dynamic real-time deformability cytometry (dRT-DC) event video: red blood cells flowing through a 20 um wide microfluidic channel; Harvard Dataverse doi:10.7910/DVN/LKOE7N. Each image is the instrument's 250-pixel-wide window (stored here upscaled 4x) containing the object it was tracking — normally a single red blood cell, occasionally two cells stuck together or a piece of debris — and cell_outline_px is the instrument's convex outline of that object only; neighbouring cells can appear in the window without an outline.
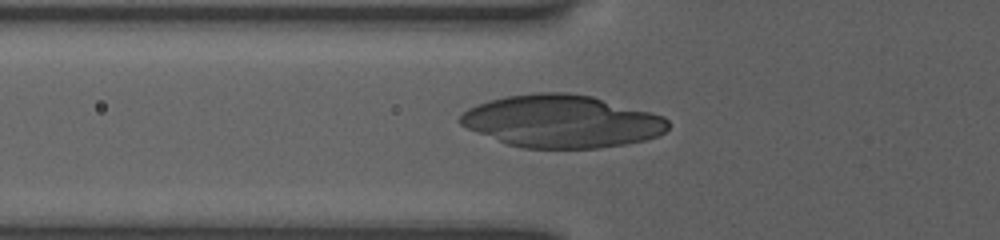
{"species": "human", "species_latin": "Homo sapiens", "temperature_condition": "room temperature", "stored_images_in_passage": 3, "camera_frame_rate_fps": 3000, "um_per_image_px": 0.085, "donor": {"sex": "female"}, "frame": {"image": 1, "passage_image": 2, "time_ms": 0.667, "image_size_px": [1000, 240], "cell_outline_px": [[668, 128], [664, 132], [656, 136], [644, 140], [624, 144], [600, 148], [524, 148], [508, 144], [468, 128], [460, 124], [460, 116], [468, 108], [476, 104], [488, 100], [508, 96], [536, 92], [564, 92], [592, 96], [652, 112], [664, 116], [668, 120]], "centroid_in_image_um": [47.77, 10.3], "position_along_channel_um": 78.0, "area_um2": 63.41}}